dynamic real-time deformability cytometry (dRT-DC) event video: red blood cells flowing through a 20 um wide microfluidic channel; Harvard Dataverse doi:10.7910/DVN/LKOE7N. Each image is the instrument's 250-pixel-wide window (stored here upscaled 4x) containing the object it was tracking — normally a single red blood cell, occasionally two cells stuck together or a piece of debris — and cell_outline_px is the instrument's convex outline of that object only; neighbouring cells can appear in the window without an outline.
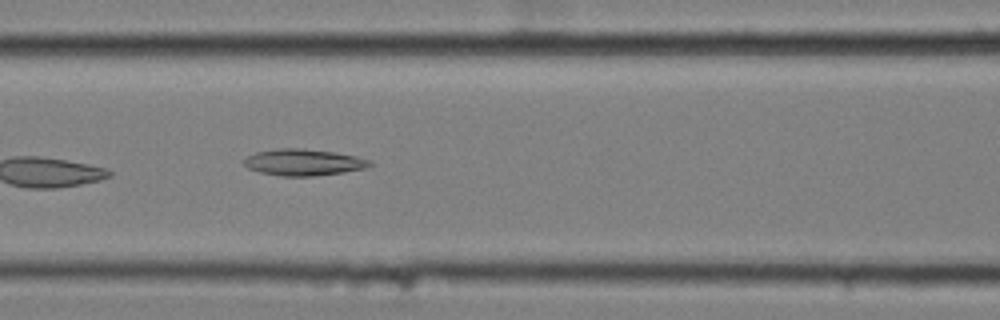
{"species": "common noctule bat (a hibernating species)", "species_latin": "Nyctalus noctula", "temperature_condition": "cold", "stored_images_in_passage": 7, "camera_frame_rate_fps": 3000, "um_per_image_px": 0.085, "animal": {"sex": "female", "body_mass_g": 25.1}, "frame": {"image": 1, "passage_image": 7, "time_ms": 2.0, "image_size_px": [1000, 320], "cell_outline_px": [[372, 164], [368, 168], [344, 172], [312, 176], [280, 176], [260, 172], [248, 168], [244, 164], [244, 160], [248, 156], [256, 152], [276, 148], [300, 148], [336, 152], [356, 156], [372, 160]], "centroid_in_image_um": [25.83, 13.79], "position_along_channel_um": 140.8, "area_um2": 19.54}}